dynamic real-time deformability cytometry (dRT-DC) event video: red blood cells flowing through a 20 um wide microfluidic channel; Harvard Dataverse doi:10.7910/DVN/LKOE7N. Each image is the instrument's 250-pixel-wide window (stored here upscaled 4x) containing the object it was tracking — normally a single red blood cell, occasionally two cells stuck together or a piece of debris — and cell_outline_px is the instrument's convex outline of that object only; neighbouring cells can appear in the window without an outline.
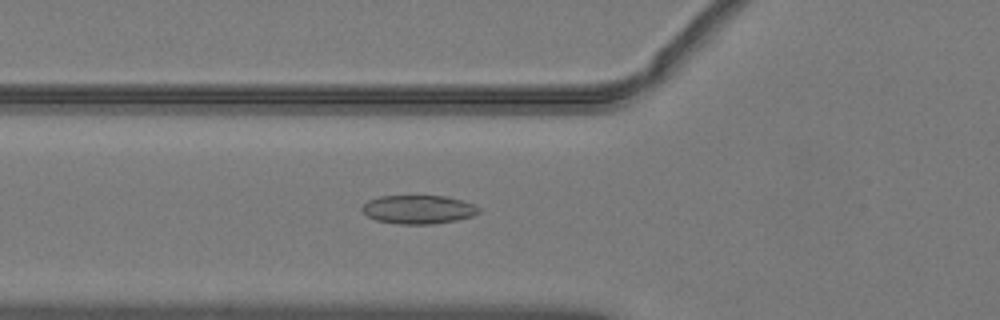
{"species": "common noctule bat (a hibernating species)", "species_latin": "Nyctalus noctula", "temperature_condition": "warm", "stored_images_in_passage": 51, "camera_frame_rate_fps": 3000, "um_per_image_px": 0.085, "animal": {"sex": "male", "body_mass_g": 19.2, "forearm_length_mm": 51.8}, "frame": {"image": 1, "passage_image": 19, "time_ms": 6.0, "image_size_px": [1000, 320], "cell_outline_px": [[480, 212], [472, 216], [456, 220], [432, 224], [396, 224], [376, 220], [368, 216], [360, 208], [368, 200], [380, 196], [444, 196], [460, 200], [472, 204], [480, 208]], "centroid_in_image_um": [35.54, 17.81], "position_along_channel_um": 90.3, "area_um2": 19.36}}
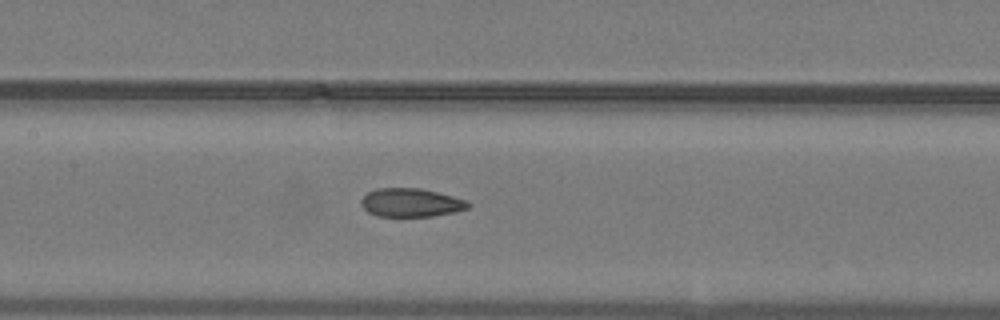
{"frame": {"image": 2, "passage_image": 25, "time_ms": 8.0, "image_size_px": [1000, 320], "cell_outline_px": [[472, 204], [468, 208], [452, 212], [432, 216], [376, 216], [368, 212], [360, 204], [360, 200], [368, 192], [376, 188], [420, 188], [468, 200]], "centroid_in_image_um": [34.92, 17.22], "position_along_channel_um": 172.5, "area_um2": 17.74}}
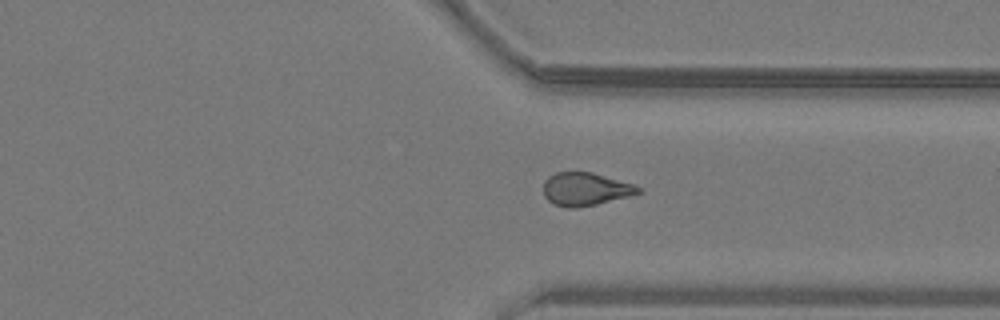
{"frame": {"image": 3, "passage_image": 39, "time_ms": 12.667, "image_size_px": [1000, 320], "cell_outline_px": [[644, 192], [596, 204], [576, 208], [568, 208], [552, 204], [544, 196], [544, 180], [548, 176], [556, 172], [592, 172], [632, 184], [640, 188]], "centroid_in_image_um": [49.72, 16.08], "position_along_channel_um": 361.7, "area_um2": 18.21}, "authors_computed_cell_mechanics": {"area_um2": 18.8428, "velocity_mm_per_s": 4.0664, "shape_relaxation_time_tau1_ms": null, "shape_relaxation_time_tau2_ms": 2.1891, "deformation_change_tau1": null, "deformation_change_tau2": 0.091}}